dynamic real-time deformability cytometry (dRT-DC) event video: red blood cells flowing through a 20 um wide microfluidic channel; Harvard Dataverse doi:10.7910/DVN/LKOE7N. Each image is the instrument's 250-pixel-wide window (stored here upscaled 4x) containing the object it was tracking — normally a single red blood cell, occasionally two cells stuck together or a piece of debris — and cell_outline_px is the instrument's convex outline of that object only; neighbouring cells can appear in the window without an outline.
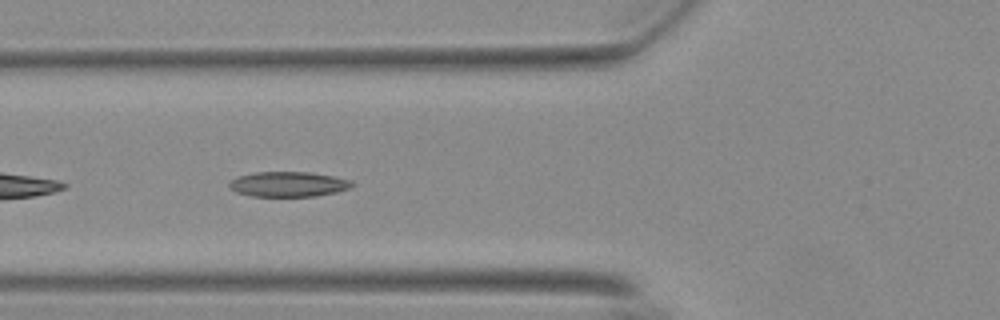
{"species": "Egyptian fruit bat (a non-hibernating species)", "species_latin": "Rousettus aegyptiacus", "temperature_condition": "warm", "stored_images_in_passage": 15, "camera_frame_rate_fps": 3000, "um_per_image_px": 0.085, "animal": {"sex": "female"}, "frame": {"image": 1, "passage_image": 5, "time_ms": 1.333, "image_size_px": [1000, 320], "cell_outline_px": [[356, 184], [352, 188], [336, 192], [316, 196], [252, 196], [236, 192], [228, 188], [228, 184], [232, 180], [240, 176], [256, 172], [308, 172], [332, 176], [352, 180]], "centroid_in_image_um": [24.55, 15.66], "position_along_channel_um": 101.3, "area_um2": 17.98}}
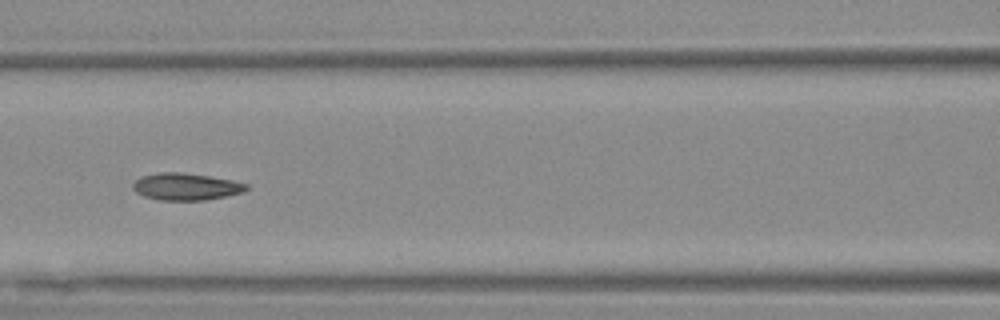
{"frame": {"image": 2, "passage_image": 9, "time_ms": 2.667, "image_size_px": [1000, 320], "cell_outline_px": [[248, 188], [244, 192], [204, 200], [160, 200], [144, 196], [136, 192], [132, 188], [132, 184], [140, 176], [160, 172], [180, 172], [208, 176], [248, 184]], "centroid_in_image_um": [15.76, 15.86], "position_along_channel_um": 150.8, "area_um2": 17.69}}